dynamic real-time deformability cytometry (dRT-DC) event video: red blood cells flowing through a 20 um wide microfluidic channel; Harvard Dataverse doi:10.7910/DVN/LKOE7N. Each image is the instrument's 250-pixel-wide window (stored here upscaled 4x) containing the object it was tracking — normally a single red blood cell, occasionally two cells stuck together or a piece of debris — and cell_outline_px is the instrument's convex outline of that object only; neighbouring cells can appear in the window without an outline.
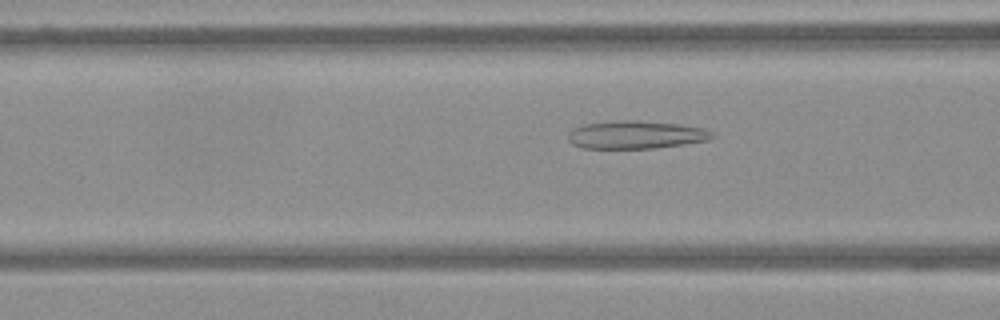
{"species": "Egyptian fruit bat (a non-hibernating species)", "species_latin": "Rousettus aegyptiacus", "temperature_condition": "warm", "stored_images_in_passage": 63, "camera_frame_rate_fps": 3000, "um_per_image_px": 0.085, "frame": {"image": 1, "passage_image": 25, "time_ms": 8.0, "image_size_px": [1000, 320], "cell_outline_px": [[716, 136], [708, 140], [684, 144], [656, 148], [580, 148], [572, 144], [568, 140], [568, 132], [572, 128], [584, 124], [620, 120], [640, 120], [680, 124], [704, 128], [712, 132]], "centroid_in_image_um": [54.04, 11.45], "position_along_channel_um": 112.6, "area_um2": 23.7}}
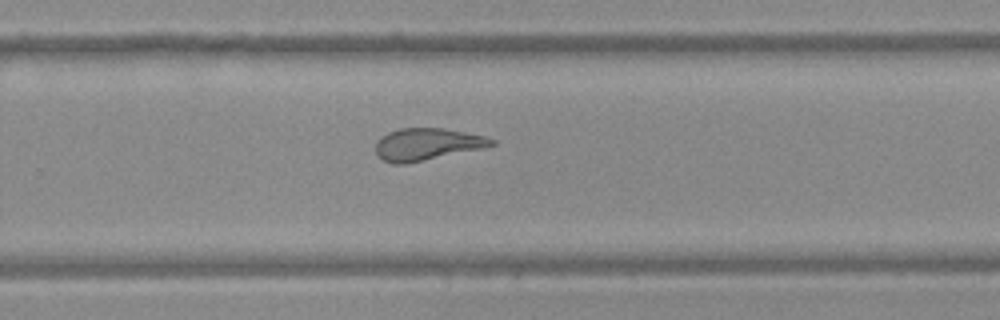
{"frame": {"image": 2, "passage_image": 42, "time_ms": 13.667, "image_size_px": [1000, 320], "cell_outline_px": [[496, 144], [484, 148], [404, 164], [392, 164], [384, 160], [376, 152], [376, 140], [380, 136], [388, 132], [400, 128], [444, 128], [484, 136], [496, 140]], "centroid_in_image_um": [36.29, 12.25], "position_along_channel_um": 293.5, "area_um2": 21.62}}
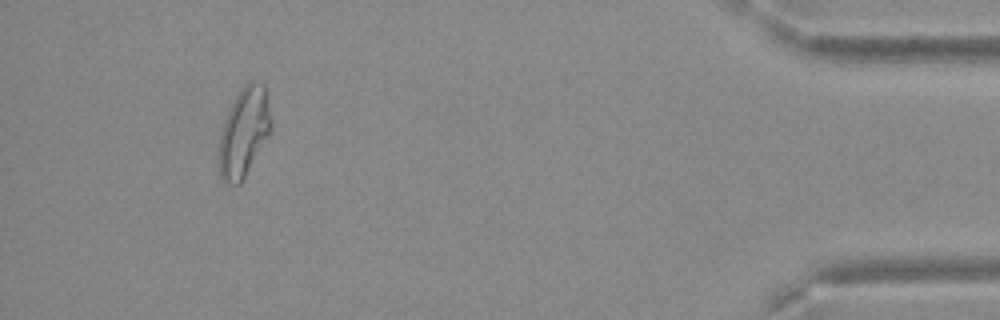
{"frame": {"image": 3, "passage_image": 59, "time_ms": 19.333, "image_size_px": [1000, 320], "cell_outline_px": [[272, 128], [268, 136], [240, 184], [228, 184], [220, 176], [216, 160], [220, 136], [224, 120], [240, 88], [248, 80], [256, 80], [264, 84], [272, 124]], "centroid_in_image_um": [20.71, 11.23], "position_along_channel_um": 414.5, "area_um2": 27.17}}